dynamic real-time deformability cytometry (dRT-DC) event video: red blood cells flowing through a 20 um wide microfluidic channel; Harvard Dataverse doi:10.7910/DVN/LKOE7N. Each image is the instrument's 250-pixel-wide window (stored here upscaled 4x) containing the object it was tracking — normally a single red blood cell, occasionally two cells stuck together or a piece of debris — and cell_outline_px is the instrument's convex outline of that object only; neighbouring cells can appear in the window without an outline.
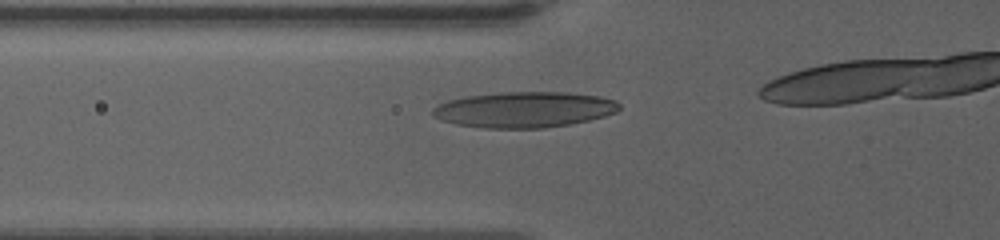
{"species": "human", "species_latin": "Homo sapiens", "temperature_condition": "warm", "stored_images_in_passage": 16, "camera_frame_rate_fps": 3000, "um_per_image_px": 0.085, "donor": {"sex": "female"}, "frame": {"image": 1, "passage_image": 10, "time_ms": 3.0, "image_size_px": [1000, 240], "cell_outline_px": [[620, 108], [616, 112], [604, 116], [588, 120], [568, 124], [544, 128], [480, 128], [456, 124], [440, 120], [432, 116], [432, 108], [448, 100], [464, 96], [500, 92], [568, 92], [600, 96], [616, 100], [620, 104]], "centroid_in_image_um": [44.54, 9.31], "position_along_channel_um": 81.3, "area_um2": 39.13}}
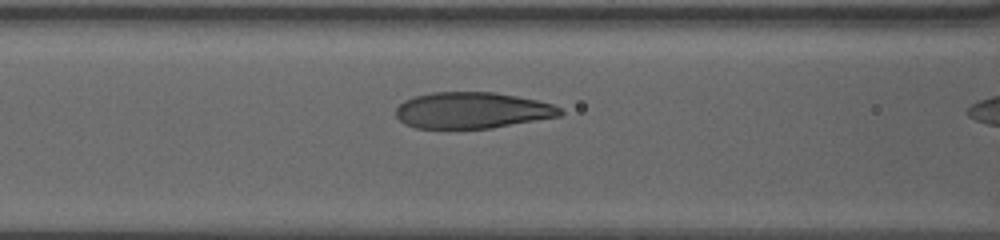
{"frame": {"image": 2, "passage_image": 14, "time_ms": 4.333, "image_size_px": [1000, 240], "cell_outline_px": [[564, 112], [560, 116], [492, 128], [416, 128], [404, 124], [396, 116], [396, 108], [404, 100], [416, 96], [432, 92], [496, 92], [536, 100], [552, 104], [560, 108]], "centroid_in_image_um": [40.13, 9.38], "position_along_channel_um": 126.5, "area_um2": 34.62}}